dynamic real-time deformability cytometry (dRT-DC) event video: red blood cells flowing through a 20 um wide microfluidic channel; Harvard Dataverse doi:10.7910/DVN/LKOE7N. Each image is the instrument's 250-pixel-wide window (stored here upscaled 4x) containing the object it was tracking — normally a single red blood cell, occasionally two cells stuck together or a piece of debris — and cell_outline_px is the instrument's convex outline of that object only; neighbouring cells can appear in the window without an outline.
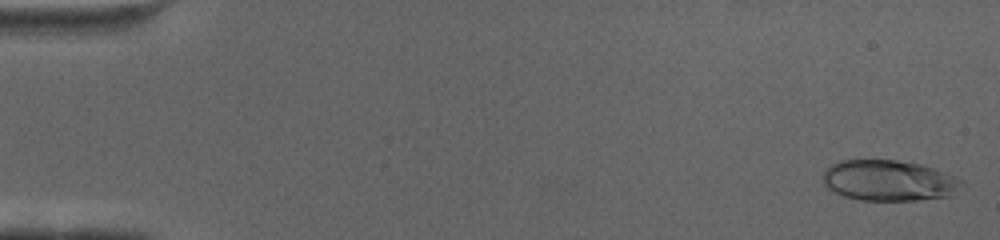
{"species": "human", "species_latin": "Homo sapiens", "temperature_condition": "cold", "stored_images_in_passage": 67, "camera_frame_rate_fps": 3000, "um_per_image_px": 0.085, "donor": {"sex": "female"}, "frame": {"image": 1, "passage_image": 2, "time_ms": 0.333, "image_size_px": [1000, 240], "cell_outline_px": [[960, 180], [952, 196], [916, 200], [860, 200], [844, 196], [828, 188], [824, 184], [824, 168], [840, 160], [896, 160], [920, 164], [948, 172], [956, 176]], "centroid_in_image_um": [75.53, 15.33], "position_along_channel_um": 9.5, "area_um2": 32.77}}
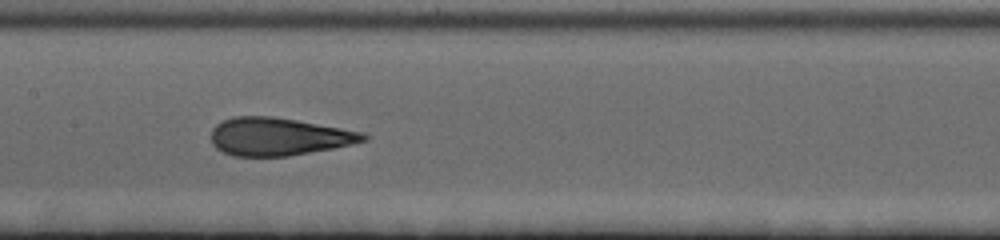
{"frame": {"image": 2, "passage_image": 34, "time_ms": 11.0, "image_size_px": [1000, 240], "cell_outline_px": [[368, 140], [332, 148], [288, 156], [232, 156], [216, 148], [212, 144], [212, 128], [216, 124], [232, 116], [272, 116], [296, 120], [364, 132], [368, 136]], "centroid_in_image_um": [23.66, 11.61], "position_along_channel_um": 183.7, "area_um2": 33.41}}
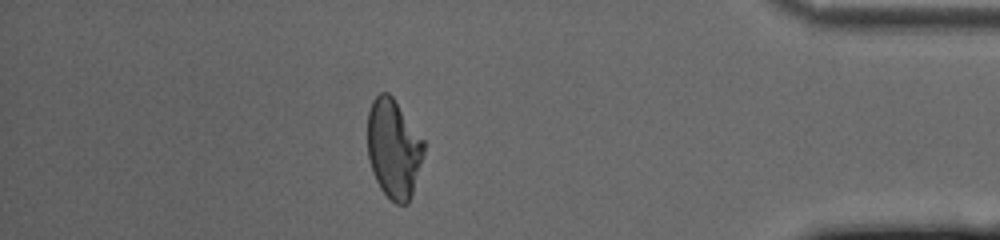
{"frame": {"image": 3, "passage_image": 59, "time_ms": 19.333, "image_size_px": [1000, 240], "cell_outline_px": [[424, 152], [412, 192], [408, 204], [396, 204], [380, 188], [372, 172], [368, 156], [368, 112], [372, 100], [380, 92], [388, 92], [392, 96], [424, 140]], "centroid_in_image_um": [33.44, 12.61], "position_along_channel_um": 401.8, "area_um2": 32.19}}